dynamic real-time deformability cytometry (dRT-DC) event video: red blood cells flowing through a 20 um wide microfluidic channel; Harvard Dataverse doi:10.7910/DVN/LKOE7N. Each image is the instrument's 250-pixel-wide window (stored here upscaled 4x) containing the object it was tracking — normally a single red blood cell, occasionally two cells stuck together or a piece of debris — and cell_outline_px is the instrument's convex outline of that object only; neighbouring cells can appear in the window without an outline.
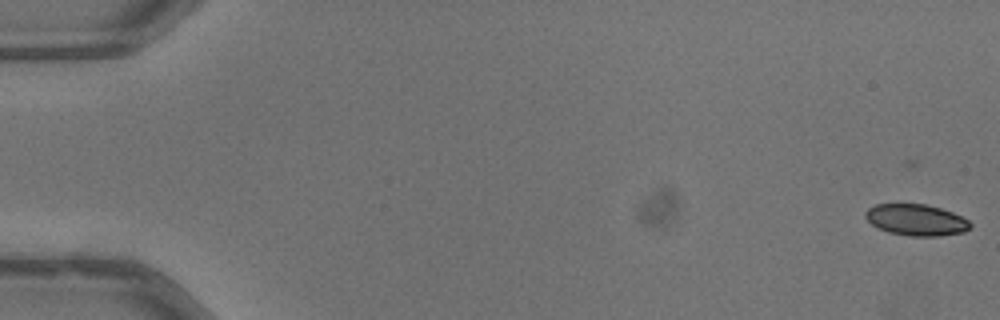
{"species": "common noctule bat (a hibernating species)", "species_latin": "Nyctalus noctula", "temperature_condition": "warm", "stored_images_in_passage": 21, "camera_frame_rate_fps": 3000, "um_per_image_px": 0.085, "animal": {"sex": "male", "body_mass_g": 13.3}, "frame": {"image": 1, "passage_image": 4, "time_ms": 1.0, "image_size_px": [1000, 320], "cell_outline_px": [[972, 228], [964, 232], [940, 236], [912, 236], [888, 232], [872, 224], [864, 216], [864, 212], [868, 208], [876, 204], [924, 204], [940, 208], [952, 212], [968, 220], [972, 224]], "centroid_in_image_um": [77.89, 18.69], "position_along_channel_um": 7.1, "area_um2": 19.13}}
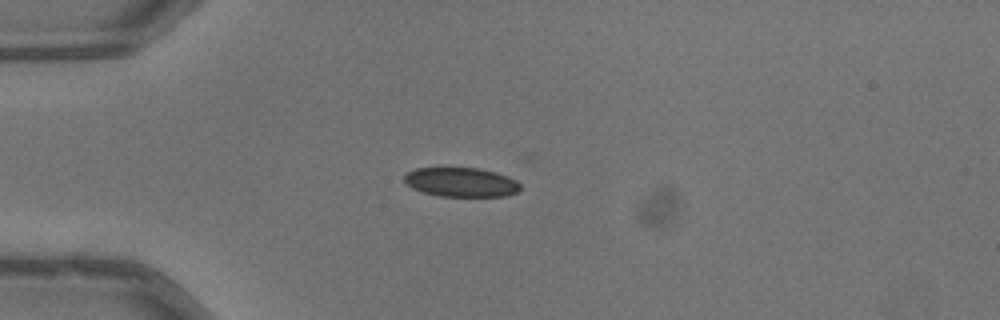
{"frame": {"image": 2, "passage_image": 18, "time_ms": 5.667, "image_size_px": [1000, 320], "cell_outline_px": [[520, 188], [516, 192], [504, 196], [440, 196], [424, 192], [412, 188], [404, 180], [404, 176], [408, 172], [416, 168], [480, 168], [496, 172], [508, 176], [516, 180], [520, 184]], "centroid_in_image_um": [39.21, 15.48], "position_along_channel_um": 45.8, "area_um2": 19.65}}